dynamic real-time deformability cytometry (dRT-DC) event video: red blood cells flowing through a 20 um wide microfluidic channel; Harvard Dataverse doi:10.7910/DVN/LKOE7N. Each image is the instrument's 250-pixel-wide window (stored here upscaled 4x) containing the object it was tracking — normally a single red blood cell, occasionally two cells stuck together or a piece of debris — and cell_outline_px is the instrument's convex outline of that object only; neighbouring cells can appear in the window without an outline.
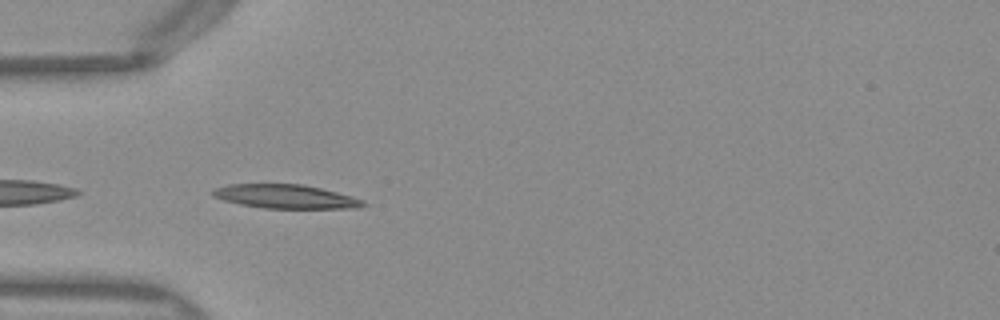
{"species": "Egyptian fruit bat (a non-hibernating species)", "species_latin": "Rousettus aegyptiacus", "temperature_condition": "warm", "stored_images_in_passage": 37, "camera_frame_rate_fps": 3000, "um_per_image_px": 0.085, "frame": {"image": 1, "passage_image": 2, "time_ms": 0.333, "image_size_px": [1000, 320], "cell_outline_px": [[368, 204], [360, 208], [264, 208], [240, 204], [224, 200], [212, 196], [208, 192], [216, 188], [228, 184], [304, 184], [352, 196], [364, 200]], "centroid_in_image_um": [24.28, 16.7], "position_along_channel_um": 60.7, "area_um2": 20.98}}
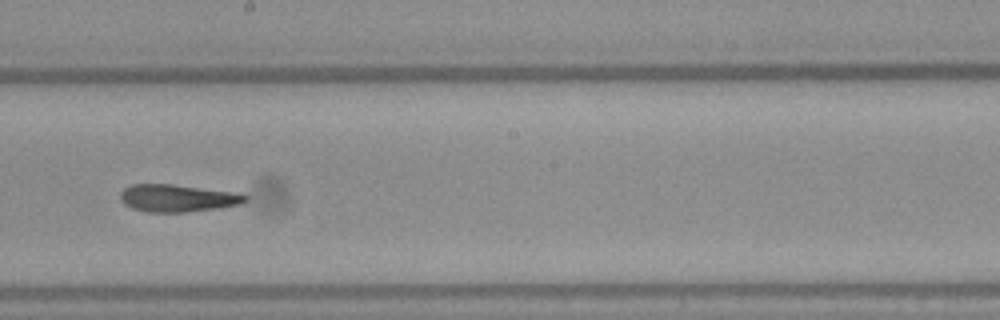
{"frame": {"image": 2, "passage_image": 15, "time_ms": 4.667, "image_size_px": [1000, 320], "cell_outline_px": [[248, 200], [240, 204], [220, 208], [184, 212], [148, 212], [132, 208], [124, 204], [120, 200], [120, 192], [124, 188], [132, 184], [172, 184], [236, 192], [248, 196]], "centroid_in_image_um": [15.09, 16.84], "position_along_channel_um": 233.1, "area_um2": 20.06}}
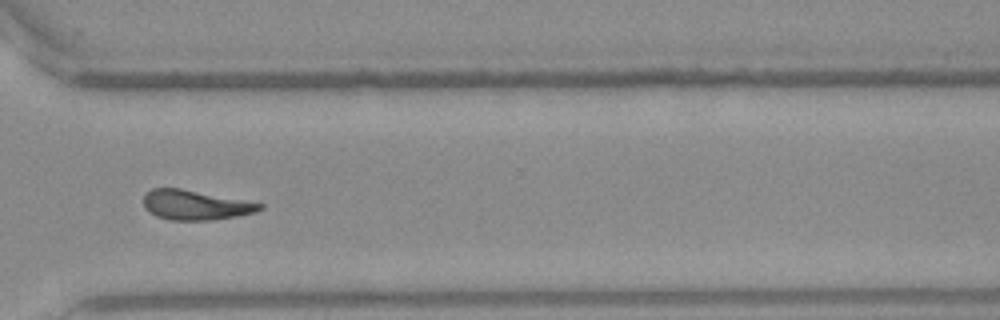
{"frame": {"image": 3, "passage_image": 24, "time_ms": 7.667, "image_size_px": [1000, 320], "cell_outline_px": [[264, 208], [256, 212], [236, 216], [212, 220], [168, 220], [156, 216], [148, 212], [144, 208], [144, 196], [152, 188], [180, 188], [264, 204]], "centroid_in_image_um": [16.59, 17.43], "position_along_channel_um": 354.0, "area_um2": 20.06}, "authors_computed_cell_mechanics": {"area_um2": 20.23, "velocity_mm_per_s": 4.0249, "shape_relaxation_time_tau1_ms": 11.3038, "shape_relaxation_time_tau2_ms": 3.6245, "deformation_change_tau1": 0.2793, "deformation_change_tau2": 0.1308}}